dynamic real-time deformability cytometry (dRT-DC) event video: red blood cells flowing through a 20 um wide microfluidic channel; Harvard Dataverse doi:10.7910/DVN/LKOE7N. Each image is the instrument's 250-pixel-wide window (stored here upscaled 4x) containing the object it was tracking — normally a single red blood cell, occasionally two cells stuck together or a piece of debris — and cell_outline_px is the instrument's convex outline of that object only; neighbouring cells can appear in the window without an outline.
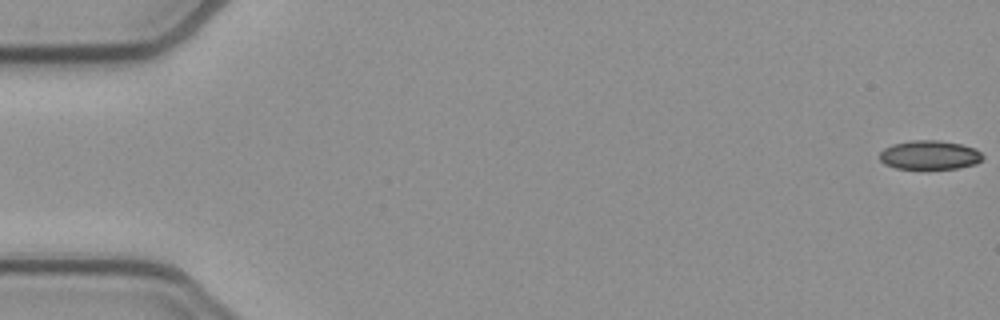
{"species": "common noctule bat (a hibernating species)", "species_latin": "Nyctalus noctula", "temperature_condition": "cold", "stored_images_in_passage": 53, "camera_frame_rate_fps": 3000, "um_per_image_px": 0.085, "animal": {"sex": "female", "body_mass_g": 21.9}, "frame": {"image": 1, "passage_image": 1, "time_ms": 0.0, "image_size_px": [1000, 320], "cell_outline_px": [[984, 156], [976, 164], [960, 168], [896, 168], [884, 164], [880, 160], [880, 152], [884, 148], [892, 144], [912, 140], [936, 140], [960, 144], [976, 148]], "centroid_in_image_um": [79.02, 13.17], "position_along_channel_um": 6.0, "area_um2": 17.34}}
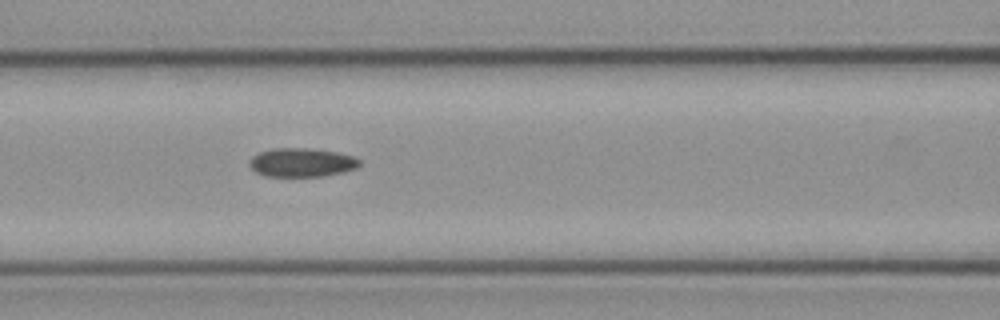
{"frame": {"image": 2, "passage_image": 23, "time_ms": 7.333, "image_size_px": [1000, 320], "cell_outline_px": [[360, 164], [356, 168], [344, 172], [324, 176], [264, 176], [256, 172], [248, 164], [248, 160], [252, 156], [260, 152], [272, 148], [308, 148], [336, 152], [352, 156], [360, 160]], "centroid_in_image_um": [25.62, 13.81], "position_along_channel_um": 141.0, "area_um2": 18.5}}
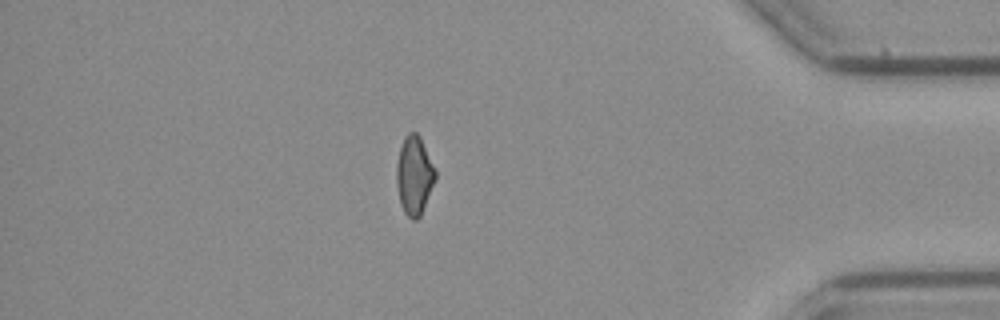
{"frame": {"image": 3, "passage_image": 46, "time_ms": 15.0, "image_size_px": [1000, 320], "cell_outline_px": [[436, 176], [420, 216], [416, 220], [412, 220], [404, 212], [400, 204], [396, 184], [396, 164], [400, 148], [404, 136], [408, 132], [416, 132], [420, 136], [436, 172]], "centroid_in_image_um": [35.18, 14.9], "position_along_channel_um": 400.0, "area_um2": 17.63}, "authors_computed_cell_mechanics": {"area_um2": 18.207, "velocity_mm_per_s": 3.8959, "shape_relaxation_time_tau1_ms": null, "shape_relaxation_time_tau2_ms": 6.5218, "deformation_change_tau1": null, "deformation_change_tau2": 0.1104}}